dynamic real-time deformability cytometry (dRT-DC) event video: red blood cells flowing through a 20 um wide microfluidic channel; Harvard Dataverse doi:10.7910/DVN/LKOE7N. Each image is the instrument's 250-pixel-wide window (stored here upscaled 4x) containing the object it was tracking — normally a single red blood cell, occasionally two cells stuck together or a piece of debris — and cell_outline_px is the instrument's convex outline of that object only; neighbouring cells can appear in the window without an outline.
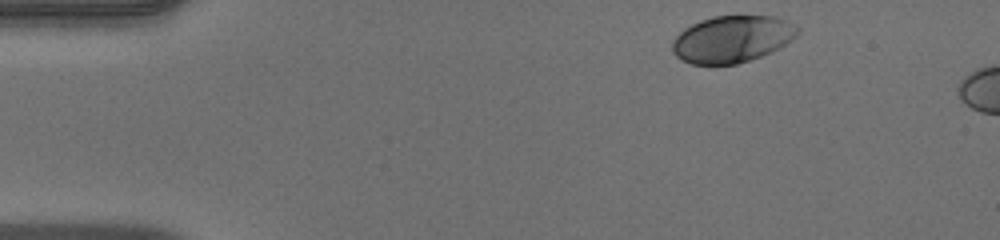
{"species": "human", "species_latin": "Homo sapiens", "temperature_condition": "warm", "stored_images_in_passage": 39, "camera_frame_rate_fps": 3000, "um_per_image_px": 0.085, "donor": {"sex": "male"}, "frame": {"image": 1, "passage_image": 1, "time_ms": 0.0, "image_size_px": [1000, 240], "cell_outline_px": [[800, 32], [796, 36], [784, 44], [760, 56], [736, 64], [692, 64], [680, 60], [672, 52], [672, 40], [684, 28], [700, 20], [712, 16], [736, 12], [776, 16], [800, 28]], "centroid_in_image_um": [62.2, 3.26], "position_along_channel_um": 22.8, "area_um2": 34.91}}
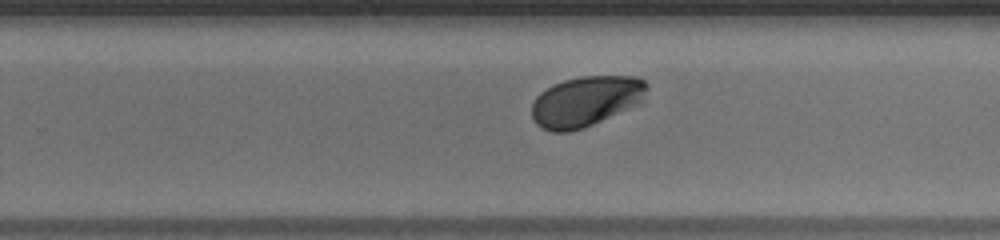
{"frame": {"image": 2, "passage_image": 27, "time_ms": 8.667, "image_size_px": [1000, 240], "cell_outline_px": [[648, 88], [640, 104], [592, 124], [568, 132], [552, 132], [536, 124], [532, 116], [532, 104], [536, 96], [540, 92], [552, 84], [564, 80], [580, 76], [636, 76], [644, 80], [648, 84]], "centroid_in_image_um": [49.8, 8.59], "position_along_channel_um": 280.0, "area_um2": 33.81}}
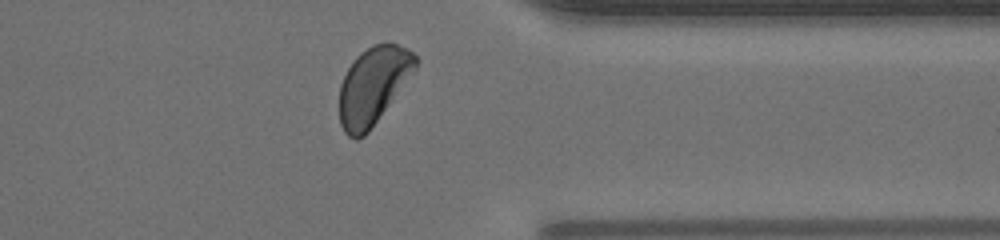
{"frame": {"image": 3, "passage_image": 35, "time_ms": 11.333, "image_size_px": [1000, 240], "cell_outline_px": [[420, 60], [416, 68], [368, 132], [364, 136], [356, 140], [348, 136], [344, 132], [340, 124], [340, 84], [348, 68], [356, 56], [360, 52], [372, 44], [388, 40], [408, 48]], "centroid_in_image_um": [31.72, 7.23], "position_along_channel_um": 379.7, "area_um2": 34.33}, "authors_computed_cell_mechanics": {"area_um2": 34.2754, "velocity_mm_per_s": 3.9756, "shape_relaxation_time_tau1_ms": 1.7421, "shape_relaxation_time_tau2_ms": null, "deformation_change_tau1": 0.1219, "deformation_change_tau2": null}}